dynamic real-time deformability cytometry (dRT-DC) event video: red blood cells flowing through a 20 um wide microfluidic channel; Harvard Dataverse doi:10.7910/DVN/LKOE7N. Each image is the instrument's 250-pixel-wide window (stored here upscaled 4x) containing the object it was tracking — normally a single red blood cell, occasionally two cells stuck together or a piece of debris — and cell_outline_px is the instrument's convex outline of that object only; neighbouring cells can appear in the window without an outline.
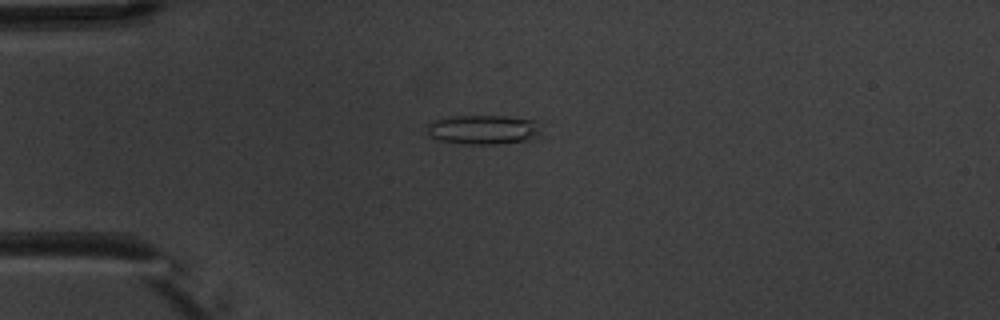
{"species": "common noctule bat (a hibernating species)", "species_latin": "Nyctalus noctula", "temperature_condition": "warm", "stored_images_in_passage": 8, "camera_frame_rate_fps": 3000, "um_per_image_px": 0.085, "animal": {"sex": "male", "body_mass_g": 20.1, "forearm_length_mm": 53.5}, "frame": {"image": 1, "passage_image": 4, "time_ms": 4.333, "image_size_px": [1000, 320], "cell_outline_px": [[552, 124], [544, 136], [528, 140], [496, 144], [464, 144], [440, 140], [428, 136], [428, 124], [432, 120], [448, 116], [508, 116], [544, 120]], "centroid_in_image_um": [41.37, 10.99], "position_along_channel_um": 43.6, "area_um2": 20.98}}
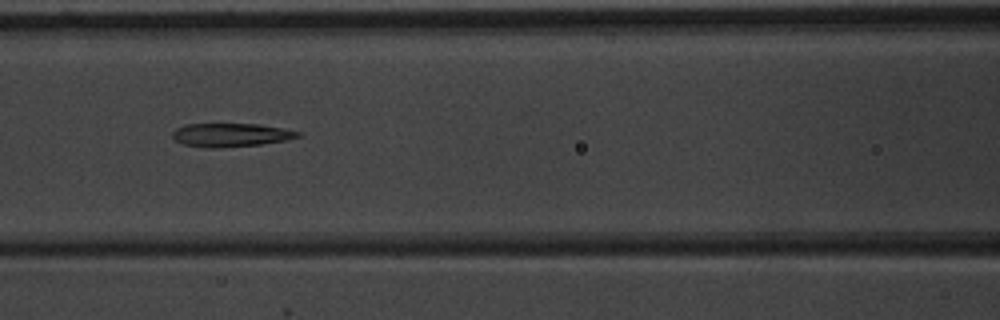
{"frame": {"image": 2, "passage_image": 7, "time_ms": 7.667, "image_size_px": [1000, 320], "cell_outline_px": [[300, 136], [288, 140], [260, 144], [212, 148], [204, 148], [184, 144], [176, 140], [172, 136], [172, 132], [176, 128], [184, 124], [256, 124], [284, 128], [300, 132]], "centroid_in_image_um": [19.61, 11.47], "position_along_channel_um": 147.0, "area_um2": 17.11}}
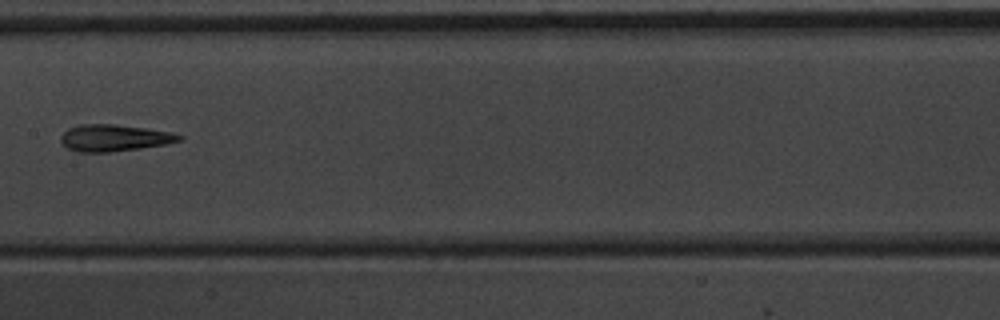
{"frame": {"image": 3, "passage_image": 8, "time_ms": 9.0, "image_size_px": [1000, 320], "cell_outline_px": [[184, 140], [164, 144], [140, 148], [112, 152], [76, 152], [68, 148], [60, 140], [60, 136], [68, 128], [80, 124], [116, 124], [172, 132], [184, 136]], "centroid_in_image_um": [9.71, 11.72], "position_along_channel_um": 197.7, "area_um2": 18.5}}